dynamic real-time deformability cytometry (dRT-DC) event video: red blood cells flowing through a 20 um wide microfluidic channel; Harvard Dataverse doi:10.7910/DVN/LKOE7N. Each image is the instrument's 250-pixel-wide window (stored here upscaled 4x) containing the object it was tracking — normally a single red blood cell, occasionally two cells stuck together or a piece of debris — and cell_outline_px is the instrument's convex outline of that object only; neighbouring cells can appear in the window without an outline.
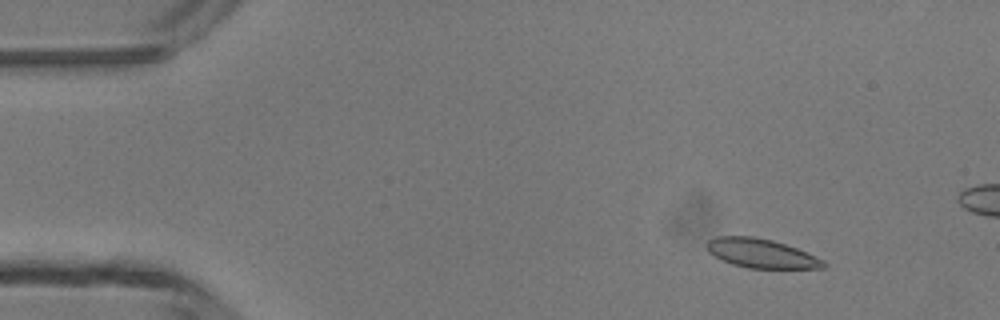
{"species": "common noctule bat (a hibernating species)", "species_latin": "Nyctalus noctula", "temperature_condition": "room temperature", "stored_images_in_passage": 4, "camera_frame_rate_fps": 3000, "um_per_image_px": 0.085, "animal": {"sex": "male", "body_mass_g": 13.3}, "frame": {"image": 1, "passage_image": 1, "time_ms": 0.0, "image_size_px": [1000, 320], "cell_outline_px": [[828, 264], [824, 268], [748, 268], [732, 264], [720, 260], [708, 252], [708, 240], [716, 236], [752, 236], [772, 240], [796, 248], [824, 260]], "centroid_in_image_um": [64.69, 21.54], "position_along_channel_um": 20.3, "area_um2": 19.71}}